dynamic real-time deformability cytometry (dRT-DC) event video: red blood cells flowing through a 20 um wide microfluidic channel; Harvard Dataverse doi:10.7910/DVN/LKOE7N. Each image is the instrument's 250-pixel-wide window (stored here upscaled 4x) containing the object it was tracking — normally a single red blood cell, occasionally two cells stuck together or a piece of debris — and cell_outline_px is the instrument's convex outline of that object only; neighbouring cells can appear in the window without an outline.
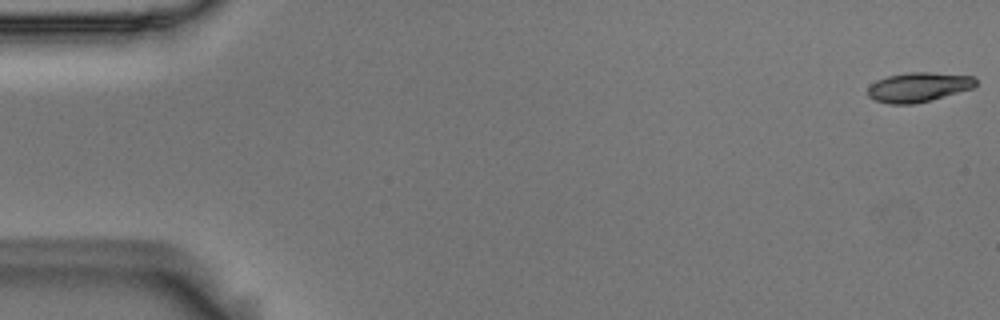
{"species": "Egyptian fruit bat (a non-hibernating species)", "species_latin": "Rousettus aegyptiacus", "temperature_condition": "room temperature", "stored_images_in_passage": 6, "camera_frame_rate_fps": 3000, "um_per_image_px": 0.085, "animal": {"sex": "male"}, "frame": {"image": 1, "passage_image": 1, "time_ms": 0.0, "image_size_px": [1000, 320], "cell_outline_px": [[976, 84], [972, 88], [928, 100], [912, 104], [888, 104], [876, 100], [868, 96], [868, 88], [876, 80], [888, 76], [908, 72], [932, 72], [972, 76], [976, 80]], "centroid_in_image_um": [78.04, 7.39], "position_along_channel_um": 7.0, "area_um2": 18.26}}
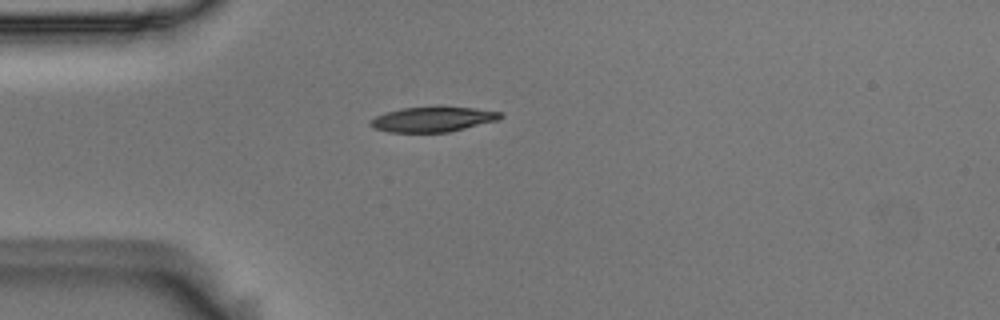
{"frame": {"image": 2, "passage_image": 5, "time_ms": 1.333, "image_size_px": [1000, 320], "cell_outline_px": [[504, 116], [496, 120], [448, 132], [388, 132], [376, 128], [368, 124], [376, 116], [388, 112], [404, 108], [476, 108], [500, 112]], "centroid_in_image_um": [36.78, 10.16], "position_along_channel_um": 48.2, "area_um2": 18.21}}